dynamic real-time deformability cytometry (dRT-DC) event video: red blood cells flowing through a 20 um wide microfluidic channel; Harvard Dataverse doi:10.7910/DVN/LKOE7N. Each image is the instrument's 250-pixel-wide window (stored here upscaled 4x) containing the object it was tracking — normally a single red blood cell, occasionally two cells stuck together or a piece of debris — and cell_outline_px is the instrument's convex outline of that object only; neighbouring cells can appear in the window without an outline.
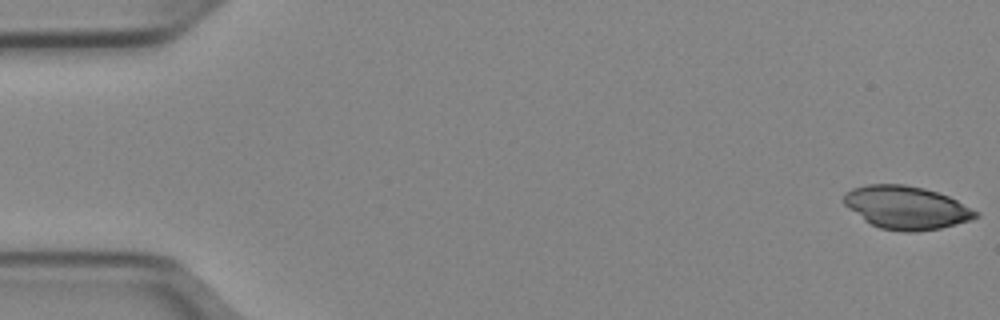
{"species": "Egyptian fruit bat (a non-hibernating species)", "species_latin": "Rousettus aegyptiacus", "temperature_condition": "cold", "stored_images_in_passage": 51, "camera_frame_rate_fps": 3000, "um_per_image_px": 0.085, "animal": {"sex": "female"}, "frame": {"image": 1, "passage_image": 1, "time_ms": 0.0, "image_size_px": [1000, 320], "cell_outline_px": [[980, 216], [972, 220], [940, 228], [916, 232], [904, 232], [880, 228], [864, 220], [848, 208], [844, 204], [844, 192], [852, 188], [868, 184], [904, 184], [924, 188], [948, 196], [980, 212]], "centroid_in_image_um": [77.05, 17.64], "position_along_channel_um": 8.0, "area_um2": 33.18}}
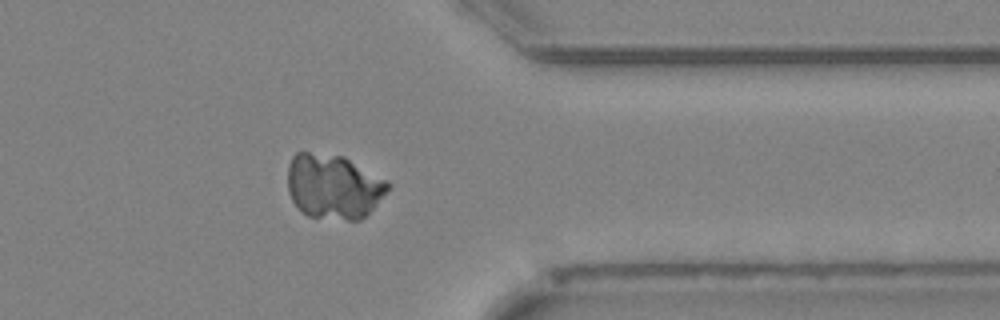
{"frame": {"image": 2, "passage_image": 41, "time_ms": 13.333, "image_size_px": [1000, 320], "cell_outline_px": [[392, 184], [372, 208], [360, 220], [348, 220], [308, 216], [300, 212], [292, 200], [288, 192], [288, 164], [292, 156], [296, 152], [308, 152], [344, 156], [388, 180]], "centroid_in_image_um": [28.32, 15.84], "position_along_channel_um": 383.1, "area_um2": 37.92}}
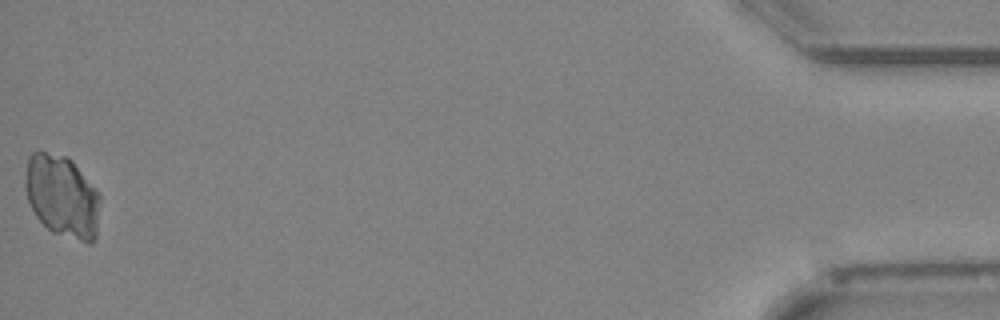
{"frame": {"image": 3, "passage_image": 51, "time_ms": 16.667, "image_size_px": [1000, 320], "cell_outline_px": [[100, 200], [96, 236], [92, 244], [88, 244], [52, 232], [36, 216], [28, 200], [24, 188], [24, 184], [28, 156], [32, 152], [44, 152], [68, 156], [72, 160], [100, 192]], "centroid_in_image_um": [5.3, 16.68], "position_along_channel_um": 429.9, "area_um2": 36.3}}